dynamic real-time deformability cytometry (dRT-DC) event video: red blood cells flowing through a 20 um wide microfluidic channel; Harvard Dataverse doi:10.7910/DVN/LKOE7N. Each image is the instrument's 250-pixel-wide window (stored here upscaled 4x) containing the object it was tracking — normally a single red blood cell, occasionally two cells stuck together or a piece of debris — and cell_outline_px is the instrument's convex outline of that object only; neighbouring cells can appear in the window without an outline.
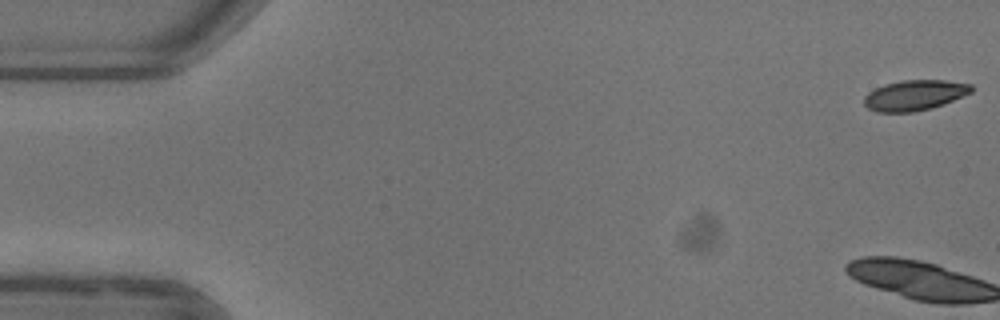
{"species": "common noctule bat (a hibernating species)", "species_latin": "Nyctalus noctula", "temperature_condition": "warm", "stored_images_in_passage": 55, "camera_frame_rate_fps": 3000, "um_per_image_px": 0.085, "animal": {"sex": "female"}, "frame": {"image": 1, "passage_image": 1, "time_ms": 0.0, "image_size_px": [1000, 320], "cell_outline_px": [[972, 92], [944, 104], [932, 108], [912, 112], [876, 112], [868, 108], [864, 104], [864, 96], [868, 92], [884, 84], [900, 80], [944, 80], [972, 84]], "centroid_in_image_um": [77.73, 8.09], "position_along_channel_um": 7.3, "area_um2": 19.07}, "authors_computed_cell_mechanics": {"area_um2": 21.7328, "velocity_mm_per_s": 3.8962, "shape_relaxation_time_tau1_ms": 2.6663, "shape_relaxation_time_tau2_ms": null, "deformation_change_tau1": 0.1003, "deformation_change_tau2": null}}